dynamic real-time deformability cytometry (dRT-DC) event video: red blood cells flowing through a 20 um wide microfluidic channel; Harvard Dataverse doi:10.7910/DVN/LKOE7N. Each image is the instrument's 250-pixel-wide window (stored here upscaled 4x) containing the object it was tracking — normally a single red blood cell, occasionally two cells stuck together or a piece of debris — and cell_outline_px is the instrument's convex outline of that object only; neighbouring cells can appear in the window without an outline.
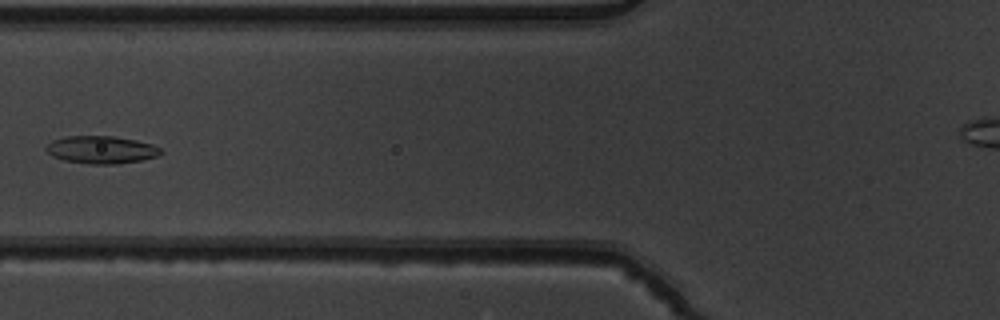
{"species": "common noctule bat (a hibernating species)", "species_latin": "Nyctalus noctula", "temperature_condition": "warm", "stored_images_in_passage": 6, "camera_frame_rate_fps": 3000, "um_per_image_px": 0.085, "animal": {"sex": "male", "body_mass_g": 19.5, "forearm_length_mm": 54.6}, "frame": {"image": 1, "passage_image": 5, "time_ms": 1.333, "image_size_px": [1000, 320], "cell_outline_px": [[164, 152], [156, 156], [140, 160], [116, 164], [92, 164], [64, 160], [52, 156], [44, 148], [52, 140], [64, 136], [112, 136], [136, 140], [152, 144], [160, 148]], "centroid_in_image_um": [8.59, 12.72], "position_along_channel_um": 117.2, "area_um2": 18.38}}
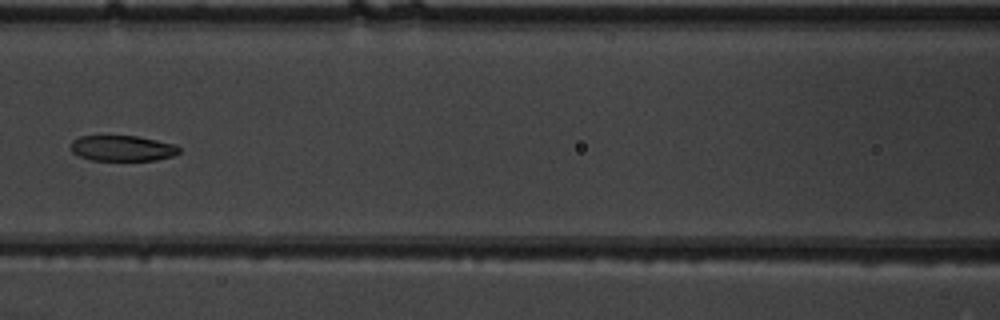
{"frame": {"image": 2, "passage_image": 6, "time_ms": 1.667, "image_size_px": [1000, 320], "cell_outline_px": [[180, 152], [172, 156], [156, 160], [92, 160], [80, 156], [72, 152], [72, 140], [80, 136], [136, 136], [176, 144], [180, 148]], "centroid_in_image_um": [10.43, 12.6], "position_along_channel_um": 156.2, "area_um2": 16.07}}